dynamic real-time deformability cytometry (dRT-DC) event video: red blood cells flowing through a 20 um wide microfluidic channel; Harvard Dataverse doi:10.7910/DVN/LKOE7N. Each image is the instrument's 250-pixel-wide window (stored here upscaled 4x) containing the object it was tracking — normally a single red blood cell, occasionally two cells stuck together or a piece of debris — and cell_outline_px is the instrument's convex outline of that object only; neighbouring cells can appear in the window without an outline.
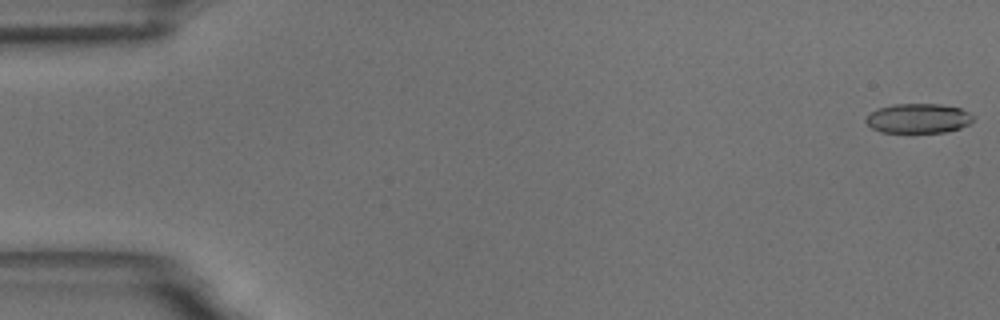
{"species": "common noctule bat (a hibernating species)", "species_latin": "Nyctalus noctula", "temperature_condition": "room temperature", "stored_images_in_passage": 56, "camera_frame_rate_fps": 3000, "um_per_image_px": 0.085, "animal": {"sex": "male", "body_mass_g": 18.8}, "frame": {"image": 1, "passage_image": 1, "time_ms": 0.0, "image_size_px": [1000, 320], "cell_outline_px": [[972, 120], [968, 124], [960, 128], [944, 132], [880, 132], [872, 128], [864, 120], [876, 108], [892, 104], [940, 104], [960, 108], [968, 112], [972, 116]], "centroid_in_image_um": [78.02, 10.05], "position_along_channel_um": 7.0, "area_um2": 18.38}}
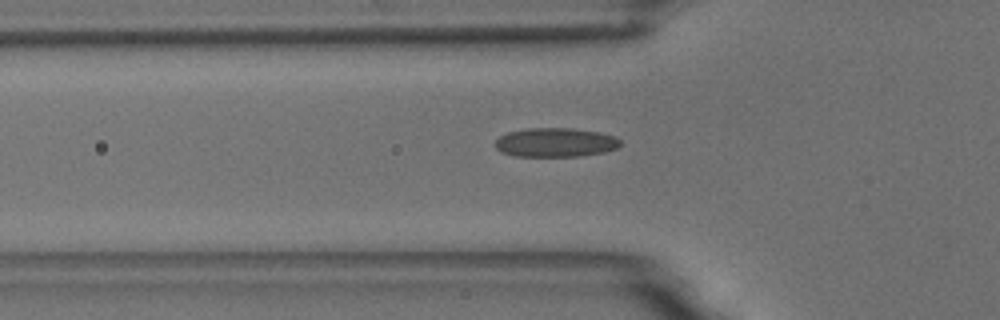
{"frame": {"image": 2, "passage_image": 19, "time_ms": 6.0, "image_size_px": [1000, 320], "cell_outline_px": [[620, 144], [616, 148], [604, 152], [580, 156], [516, 156], [500, 152], [496, 148], [496, 140], [500, 136], [508, 132], [528, 128], [572, 128], [600, 132], [616, 136], [620, 140]], "centroid_in_image_um": [47.22, 12.1], "position_along_channel_um": 78.6, "area_um2": 21.21}}
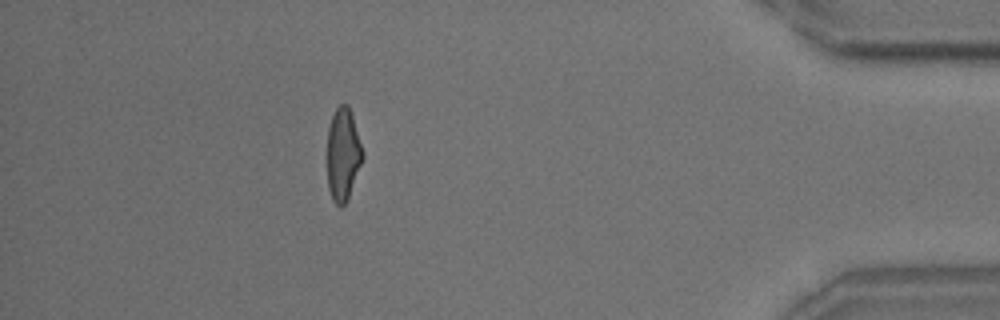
{"frame": {"image": 3, "passage_image": 50, "time_ms": 16.333, "image_size_px": [1000, 320], "cell_outline_px": [[364, 156], [348, 196], [344, 204], [340, 208], [332, 200], [328, 188], [328, 128], [332, 116], [336, 108], [340, 104], [348, 104], [364, 152]], "centroid_in_image_um": [29.15, 13.11], "position_along_channel_um": 406.0, "area_um2": 18.84}, "authors_computed_cell_mechanics": {"area_um2": 19.8832, "velocity_mm_per_s": 3.6259, "shape_relaxation_time_tau1_ms": 7.0025, "shape_relaxation_time_tau2_ms": 1.5025, "deformation_change_tau1": 0.1839, "deformation_change_tau2": 0.0846}}